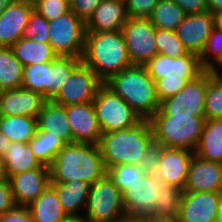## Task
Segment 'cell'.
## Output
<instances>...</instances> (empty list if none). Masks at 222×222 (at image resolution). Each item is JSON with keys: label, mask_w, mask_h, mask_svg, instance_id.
<instances>
[{"label": "cell", "mask_w": 222, "mask_h": 222, "mask_svg": "<svg viewBox=\"0 0 222 222\" xmlns=\"http://www.w3.org/2000/svg\"><path fill=\"white\" fill-rule=\"evenodd\" d=\"M49 169L50 183L81 180L91 185L106 174L98 145L88 143L66 144Z\"/></svg>", "instance_id": "cell-1"}, {"label": "cell", "mask_w": 222, "mask_h": 222, "mask_svg": "<svg viewBox=\"0 0 222 222\" xmlns=\"http://www.w3.org/2000/svg\"><path fill=\"white\" fill-rule=\"evenodd\" d=\"M153 141L149 119L127 129L102 133L98 147L105 169L118 164L140 165Z\"/></svg>", "instance_id": "cell-2"}, {"label": "cell", "mask_w": 222, "mask_h": 222, "mask_svg": "<svg viewBox=\"0 0 222 222\" xmlns=\"http://www.w3.org/2000/svg\"><path fill=\"white\" fill-rule=\"evenodd\" d=\"M82 62L103 83L131 66L122 31L86 32Z\"/></svg>", "instance_id": "cell-3"}, {"label": "cell", "mask_w": 222, "mask_h": 222, "mask_svg": "<svg viewBox=\"0 0 222 222\" xmlns=\"http://www.w3.org/2000/svg\"><path fill=\"white\" fill-rule=\"evenodd\" d=\"M104 84L121 96L141 119H149L159 110L156 83L144 65H131L111 76Z\"/></svg>", "instance_id": "cell-4"}, {"label": "cell", "mask_w": 222, "mask_h": 222, "mask_svg": "<svg viewBox=\"0 0 222 222\" xmlns=\"http://www.w3.org/2000/svg\"><path fill=\"white\" fill-rule=\"evenodd\" d=\"M205 120L199 116H164L159 110L149 118L155 142L191 151L198 146Z\"/></svg>", "instance_id": "cell-5"}, {"label": "cell", "mask_w": 222, "mask_h": 222, "mask_svg": "<svg viewBox=\"0 0 222 222\" xmlns=\"http://www.w3.org/2000/svg\"><path fill=\"white\" fill-rule=\"evenodd\" d=\"M49 44L61 57H83L86 40V23L71 10L48 21Z\"/></svg>", "instance_id": "cell-6"}, {"label": "cell", "mask_w": 222, "mask_h": 222, "mask_svg": "<svg viewBox=\"0 0 222 222\" xmlns=\"http://www.w3.org/2000/svg\"><path fill=\"white\" fill-rule=\"evenodd\" d=\"M85 209L90 222H117L126 217L122 193L107 174L90 185Z\"/></svg>", "instance_id": "cell-7"}, {"label": "cell", "mask_w": 222, "mask_h": 222, "mask_svg": "<svg viewBox=\"0 0 222 222\" xmlns=\"http://www.w3.org/2000/svg\"><path fill=\"white\" fill-rule=\"evenodd\" d=\"M93 106L102 133L127 129L142 120L121 96L104 83L97 91Z\"/></svg>", "instance_id": "cell-8"}, {"label": "cell", "mask_w": 222, "mask_h": 222, "mask_svg": "<svg viewBox=\"0 0 222 222\" xmlns=\"http://www.w3.org/2000/svg\"><path fill=\"white\" fill-rule=\"evenodd\" d=\"M207 70L197 79L190 81L176 95L160 101L159 111L164 116L205 117V95Z\"/></svg>", "instance_id": "cell-9"}, {"label": "cell", "mask_w": 222, "mask_h": 222, "mask_svg": "<svg viewBox=\"0 0 222 222\" xmlns=\"http://www.w3.org/2000/svg\"><path fill=\"white\" fill-rule=\"evenodd\" d=\"M155 28L149 19L127 18L121 31L132 65H145L158 54Z\"/></svg>", "instance_id": "cell-10"}, {"label": "cell", "mask_w": 222, "mask_h": 222, "mask_svg": "<svg viewBox=\"0 0 222 222\" xmlns=\"http://www.w3.org/2000/svg\"><path fill=\"white\" fill-rule=\"evenodd\" d=\"M144 67L155 82L159 79L180 78H185L190 82L206 71L201 65L199 56L189 52L177 58L158 53Z\"/></svg>", "instance_id": "cell-11"}, {"label": "cell", "mask_w": 222, "mask_h": 222, "mask_svg": "<svg viewBox=\"0 0 222 222\" xmlns=\"http://www.w3.org/2000/svg\"><path fill=\"white\" fill-rule=\"evenodd\" d=\"M102 84L98 76L81 62L51 101L61 106L90 103Z\"/></svg>", "instance_id": "cell-12"}, {"label": "cell", "mask_w": 222, "mask_h": 222, "mask_svg": "<svg viewBox=\"0 0 222 222\" xmlns=\"http://www.w3.org/2000/svg\"><path fill=\"white\" fill-rule=\"evenodd\" d=\"M161 184L159 177L148 174L129 185L122 192L126 217L140 218L152 214L158 195L161 194Z\"/></svg>", "instance_id": "cell-13"}, {"label": "cell", "mask_w": 222, "mask_h": 222, "mask_svg": "<svg viewBox=\"0 0 222 222\" xmlns=\"http://www.w3.org/2000/svg\"><path fill=\"white\" fill-rule=\"evenodd\" d=\"M222 192H183L178 218L183 222H215Z\"/></svg>", "instance_id": "cell-14"}, {"label": "cell", "mask_w": 222, "mask_h": 222, "mask_svg": "<svg viewBox=\"0 0 222 222\" xmlns=\"http://www.w3.org/2000/svg\"><path fill=\"white\" fill-rule=\"evenodd\" d=\"M213 28V14L206 11L200 14H186L175 32L189 53L200 56Z\"/></svg>", "instance_id": "cell-15"}, {"label": "cell", "mask_w": 222, "mask_h": 222, "mask_svg": "<svg viewBox=\"0 0 222 222\" xmlns=\"http://www.w3.org/2000/svg\"><path fill=\"white\" fill-rule=\"evenodd\" d=\"M17 206L27 207L50 185L49 167H39L11 176L9 179Z\"/></svg>", "instance_id": "cell-16"}, {"label": "cell", "mask_w": 222, "mask_h": 222, "mask_svg": "<svg viewBox=\"0 0 222 222\" xmlns=\"http://www.w3.org/2000/svg\"><path fill=\"white\" fill-rule=\"evenodd\" d=\"M66 115L71 126L72 143L98 145L102 135L93 102L65 106Z\"/></svg>", "instance_id": "cell-17"}, {"label": "cell", "mask_w": 222, "mask_h": 222, "mask_svg": "<svg viewBox=\"0 0 222 222\" xmlns=\"http://www.w3.org/2000/svg\"><path fill=\"white\" fill-rule=\"evenodd\" d=\"M183 192H222V163L206 161L194 154Z\"/></svg>", "instance_id": "cell-18"}, {"label": "cell", "mask_w": 222, "mask_h": 222, "mask_svg": "<svg viewBox=\"0 0 222 222\" xmlns=\"http://www.w3.org/2000/svg\"><path fill=\"white\" fill-rule=\"evenodd\" d=\"M193 156L194 151L185 148L164 147L159 169L155 175L163 183L175 186L183 191Z\"/></svg>", "instance_id": "cell-19"}, {"label": "cell", "mask_w": 222, "mask_h": 222, "mask_svg": "<svg viewBox=\"0 0 222 222\" xmlns=\"http://www.w3.org/2000/svg\"><path fill=\"white\" fill-rule=\"evenodd\" d=\"M47 100L32 90L17 88L0 91V116L38 117Z\"/></svg>", "instance_id": "cell-20"}, {"label": "cell", "mask_w": 222, "mask_h": 222, "mask_svg": "<svg viewBox=\"0 0 222 222\" xmlns=\"http://www.w3.org/2000/svg\"><path fill=\"white\" fill-rule=\"evenodd\" d=\"M34 6L28 3L13 1L0 14V46L11 47L23 37Z\"/></svg>", "instance_id": "cell-21"}, {"label": "cell", "mask_w": 222, "mask_h": 222, "mask_svg": "<svg viewBox=\"0 0 222 222\" xmlns=\"http://www.w3.org/2000/svg\"><path fill=\"white\" fill-rule=\"evenodd\" d=\"M127 18L125 0H103L86 22V32L122 30Z\"/></svg>", "instance_id": "cell-22"}, {"label": "cell", "mask_w": 222, "mask_h": 222, "mask_svg": "<svg viewBox=\"0 0 222 222\" xmlns=\"http://www.w3.org/2000/svg\"><path fill=\"white\" fill-rule=\"evenodd\" d=\"M37 130L57 137L65 144L72 143L71 126L68 121L65 106L46 101L37 117Z\"/></svg>", "instance_id": "cell-23"}, {"label": "cell", "mask_w": 222, "mask_h": 222, "mask_svg": "<svg viewBox=\"0 0 222 222\" xmlns=\"http://www.w3.org/2000/svg\"><path fill=\"white\" fill-rule=\"evenodd\" d=\"M50 185L55 189L60 204L67 215L82 214L80 210L87 205L89 183L73 180L65 183H50Z\"/></svg>", "instance_id": "cell-24"}, {"label": "cell", "mask_w": 222, "mask_h": 222, "mask_svg": "<svg viewBox=\"0 0 222 222\" xmlns=\"http://www.w3.org/2000/svg\"><path fill=\"white\" fill-rule=\"evenodd\" d=\"M194 154L206 161L222 163V118L205 120Z\"/></svg>", "instance_id": "cell-25"}, {"label": "cell", "mask_w": 222, "mask_h": 222, "mask_svg": "<svg viewBox=\"0 0 222 222\" xmlns=\"http://www.w3.org/2000/svg\"><path fill=\"white\" fill-rule=\"evenodd\" d=\"M8 179L16 174L39 167L42 165L34 156L29 143L11 142L2 155Z\"/></svg>", "instance_id": "cell-26"}, {"label": "cell", "mask_w": 222, "mask_h": 222, "mask_svg": "<svg viewBox=\"0 0 222 222\" xmlns=\"http://www.w3.org/2000/svg\"><path fill=\"white\" fill-rule=\"evenodd\" d=\"M27 208L34 222H61L68 216L51 185Z\"/></svg>", "instance_id": "cell-27"}, {"label": "cell", "mask_w": 222, "mask_h": 222, "mask_svg": "<svg viewBox=\"0 0 222 222\" xmlns=\"http://www.w3.org/2000/svg\"><path fill=\"white\" fill-rule=\"evenodd\" d=\"M11 48L23 66L51 62L57 57L49 43L33 41L26 37L18 39Z\"/></svg>", "instance_id": "cell-28"}, {"label": "cell", "mask_w": 222, "mask_h": 222, "mask_svg": "<svg viewBox=\"0 0 222 222\" xmlns=\"http://www.w3.org/2000/svg\"><path fill=\"white\" fill-rule=\"evenodd\" d=\"M37 119L30 116H0V132L11 142L29 143L35 136Z\"/></svg>", "instance_id": "cell-29"}, {"label": "cell", "mask_w": 222, "mask_h": 222, "mask_svg": "<svg viewBox=\"0 0 222 222\" xmlns=\"http://www.w3.org/2000/svg\"><path fill=\"white\" fill-rule=\"evenodd\" d=\"M82 62L81 58L57 56L50 62L46 100L51 101L66 83L71 72Z\"/></svg>", "instance_id": "cell-30"}, {"label": "cell", "mask_w": 222, "mask_h": 222, "mask_svg": "<svg viewBox=\"0 0 222 222\" xmlns=\"http://www.w3.org/2000/svg\"><path fill=\"white\" fill-rule=\"evenodd\" d=\"M23 69L12 48L0 46V91L21 88Z\"/></svg>", "instance_id": "cell-31"}, {"label": "cell", "mask_w": 222, "mask_h": 222, "mask_svg": "<svg viewBox=\"0 0 222 222\" xmlns=\"http://www.w3.org/2000/svg\"><path fill=\"white\" fill-rule=\"evenodd\" d=\"M66 144L57 137H53L44 131L36 130L35 136L29 142V146L38 161L47 167H50L57 153Z\"/></svg>", "instance_id": "cell-32"}, {"label": "cell", "mask_w": 222, "mask_h": 222, "mask_svg": "<svg viewBox=\"0 0 222 222\" xmlns=\"http://www.w3.org/2000/svg\"><path fill=\"white\" fill-rule=\"evenodd\" d=\"M185 16L186 13L176 3L171 0H160L149 20L156 28L175 31Z\"/></svg>", "instance_id": "cell-33"}, {"label": "cell", "mask_w": 222, "mask_h": 222, "mask_svg": "<svg viewBox=\"0 0 222 222\" xmlns=\"http://www.w3.org/2000/svg\"><path fill=\"white\" fill-rule=\"evenodd\" d=\"M183 191L175 186L161 184V194L156 200L155 210L152 213L157 216L176 218L179 215Z\"/></svg>", "instance_id": "cell-34"}, {"label": "cell", "mask_w": 222, "mask_h": 222, "mask_svg": "<svg viewBox=\"0 0 222 222\" xmlns=\"http://www.w3.org/2000/svg\"><path fill=\"white\" fill-rule=\"evenodd\" d=\"M222 118V79L207 70L205 119Z\"/></svg>", "instance_id": "cell-35"}, {"label": "cell", "mask_w": 222, "mask_h": 222, "mask_svg": "<svg viewBox=\"0 0 222 222\" xmlns=\"http://www.w3.org/2000/svg\"><path fill=\"white\" fill-rule=\"evenodd\" d=\"M50 62L24 66L21 88L32 90L46 99V85H48V71Z\"/></svg>", "instance_id": "cell-36"}, {"label": "cell", "mask_w": 222, "mask_h": 222, "mask_svg": "<svg viewBox=\"0 0 222 222\" xmlns=\"http://www.w3.org/2000/svg\"><path fill=\"white\" fill-rule=\"evenodd\" d=\"M106 174L122 193L129 185L145 178L146 174L140 165L118 164L106 170Z\"/></svg>", "instance_id": "cell-37"}, {"label": "cell", "mask_w": 222, "mask_h": 222, "mask_svg": "<svg viewBox=\"0 0 222 222\" xmlns=\"http://www.w3.org/2000/svg\"><path fill=\"white\" fill-rule=\"evenodd\" d=\"M155 41L160 54L177 58L188 53L173 30L155 28Z\"/></svg>", "instance_id": "cell-38"}, {"label": "cell", "mask_w": 222, "mask_h": 222, "mask_svg": "<svg viewBox=\"0 0 222 222\" xmlns=\"http://www.w3.org/2000/svg\"><path fill=\"white\" fill-rule=\"evenodd\" d=\"M199 58L201 65L205 68V70L208 71H213L216 66L222 61L221 30L217 29L216 27L213 28L211 35L207 38V42Z\"/></svg>", "instance_id": "cell-39"}, {"label": "cell", "mask_w": 222, "mask_h": 222, "mask_svg": "<svg viewBox=\"0 0 222 222\" xmlns=\"http://www.w3.org/2000/svg\"><path fill=\"white\" fill-rule=\"evenodd\" d=\"M48 27V21L36 10H33L30 14L29 22L25 28L23 37L33 41L48 43Z\"/></svg>", "instance_id": "cell-40"}, {"label": "cell", "mask_w": 222, "mask_h": 222, "mask_svg": "<svg viewBox=\"0 0 222 222\" xmlns=\"http://www.w3.org/2000/svg\"><path fill=\"white\" fill-rule=\"evenodd\" d=\"M34 10L50 21L70 10V0H39Z\"/></svg>", "instance_id": "cell-41"}, {"label": "cell", "mask_w": 222, "mask_h": 222, "mask_svg": "<svg viewBox=\"0 0 222 222\" xmlns=\"http://www.w3.org/2000/svg\"><path fill=\"white\" fill-rule=\"evenodd\" d=\"M159 1L160 0H125L127 17L149 19Z\"/></svg>", "instance_id": "cell-42"}, {"label": "cell", "mask_w": 222, "mask_h": 222, "mask_svg": "<svg viewBox=\"0 0 222 222\" xmlns=\"http://www.w3.org/2000/svg\"><path fill=\"white\" fill-rule=\"evenodd\" d=\"M163 148L164 146L162 144L155 141L147 148L140 164V167L146 174H156L158 171Z\"/></svg>", "instance_id": "cell-43"}, {"label": "cell", "mask_w": 222, "mask_h": 222, "mask_svg": "<svg viewBox=\"0 0 222 222\" xmlns=\"http://www.w3.org/2000/svg\"><path fill=\"white\" fill-rule=\"evenodd\" d=\"M155 83L158 100L162 101L165 98L176 95L189 83V81L185 78L159 79Z\"/></svg>", "instance_id": "cell-44"}, {"label": "cell", "mask_w": 222, "mask_h": 222, "mask_svg": "<svg viewBox=\"0 0 222 222\" xmlns=\"http://www.w3.org/2000/svg\"><path fill=\"white\" fill-rule=\"evenodd\" d=\"M103 0H70V10L85 23Z\"/></svg>", "instance_id": "cell-45"}, {"label": "cell", "mask_w": 222, "mask_h": 222, "mask_svg": "<svg viewBox=\"0 0 222 222\" xmlns=\"http://www.w3.org/2000/svg\"><path fill=\"white\" fill-rule=\"evenodd\" d=\"M16 206L9 180L0 182V215L11 211Z\"/></svg>", "instance_id": "cell-46"}, {"label": "cell", "mask_w": 222, "mask_h": 222, "mask_svg": "<svg viewBox=\"0 0 222 222\" xmlns=\"http://www.w3.org/2000/svg\"><path fill=\"white\" fill-rule=\"evenodd\" d=\"M0 222H34L27 207L16 206L0 215Z\"/></svg>", "instance_id": "cell-47"}, {"label": "cell", "mask_w": 222, "mask_h": 222, "mask_svg": "<svg viewBox=\"0 0 222 222\" xmlns=\"http://www.w3.org/2000/svg\"><path fill=\"white\" fill-rule=\"evenodd\" d=\"M180 6L186 14H200L208 11L207 0H171Z\"/></svg>", "instance_id": "cell-48"}, {"label": "cell", "mask_w": 222, "mask_h": 222, "mask_svg": "<svg viewBox=\"0 0 222 222\" xmlns=\"http://www.w3.org/2000/svg\"><path fill=\"white\" fill-rule=\"evenodd\" d=\"M140 222H173V218L150 214L140 217Z\"/></svg>", "instance_id": "cell-49"}, {"label": "cell", "mask_w": 222, "mask_h": 222, "mask_svg": "<svg viewBox=\"0 0 222 222\" xmlns=\"http://www.w3.org/2000/svg\"><path fill=\"white\" fill-rule=\"evenodd\" d=\"M207 8L212 14L222 11V0H207Z\"/></svg>", "instance_id": "cell-50"}, {"label": "cell", "mask_w": 222, "mask_h": 222, "mask_svg": "<svg viewBox=\"0 0 222 222\" xmlns=\"http://www.w3.org/2000/svg\"><path fill=\"white\" fill-rule=\"evenodd\" d=\"M61 222H90L85 215H68Z\"/></svg>", "instance_id": "cell-51"}, {"label": "cell", "mask_w": 222, "mask_h": 222, "mask_svg": "<svg viewBox=\"0 0 222 222\" xmlns=\"http://www.w3.org/2000/svg\"><path fill=\"white\" fill-rule=\"evenodd\" d=\"M10 143L11 141L0 132V155L5 153V150Z\"/></svg>", "instance_id": "cell-52"}, {"label": "cell", "mask_w": 222, "mask_h": 222, "mask_svg": "<svg viewBox=\"0 0 222 222\" xmlns=\"http://www.w3.org/2000/svg\"><path fill=\"white\" fill-rule=\"evenodd\" d=\"M8 180L6 170H5V162L3 156L0 155V182H4Z\"/></svg>", "instance_id": "cell-53"}, {"label": "cell", "mask_w": 222, "mask_h": 222, "mask_svg": "<svg viewBox=\"0 0 222 222\" xmlns=\"http://www.w3.org/2000/svg\"><path fill=\"white\" fill-rule=\"evenodd\" d=\"M214 27L222 31V11H218L213 14Z\"/></svg>", "instance_id": "cell-54"}, {"label": "cell", "mask_w": 222, "mask_h": 222, "mask_svg": "<svg viewBox=\"0 0 222 222\" xmlns=\"http://www.w3.org/2000/svg\"><path fill=\"white\" fill-rule=\"evenodd\" d=\"M14 0H0V14L9 6Z\"/></svg>", "instance_id": "cell-55"}, {"label": "cell", "mask_w": 222, "mask_h": 222, "mask_svg": "<svg viewBox=\"0 0 222 222\" xmlns=\"http://www.w3.org/2000/svg\"><path fill=\"white\" fill-rule=\"evenodd\" d=\"M117 222H140V218L124 217L119 219Z\"/></svg>", "instance_id": "cell-56"}, {"label": "cell", "mask_w": 222, "mask_h": 222, "mask_svg": "<svg viewBox=\"0 0 222 222\" xmlns=\"http://www.w3.org/2000/svg\"><path fill=\"white\" fill-rule=\"evenodd\" d=\"M215 222H222V199H221V204H220L219 210L217 212V216H216V221Z\"/></svg>", "instance_id": "cell-57"}, {"label": "cell", "mask_w": 222, "mask_h": 222, "mask_svg": "<svg viewBox=\"0 0 222 222\" xmlns=\"http://www.w3.org/2000/svg\"><path fill=\"white\" fill-rule=\"evenodd\" d=\"M219 67V68H218ZM220 68H222V61L216 66V68L212 71L216 76H222V69L220 72Z\"/></svg>", "instance_id": "cell-58"}, {"label": "cell", "mask_w": 222, "mask_h": 222, "mask_svg": "<svg viewBox=\"0 0 222 222\" xmlns=\"http://www.w3.org/2000/svg\"><path fill=\"white\" fill-rule=\"evenodd\" d=\"M14 1H20V2H24V3H28L31 5H35L39 0H14Z\"/></svg>", "instance_id": "cell-59"}, {"label": "cell", "mask_w": 222, "mask_h": 222, "mask_svg": "<svg viewBox=\"0 0 222 222\" xmlns=\"http://www.w3.org/2000/svg\"><path fill=\"white\" fill-rule=\"evenodd\" d=\"M173 222H183L181 219H179L178 217L173 218Z\"/></svg>", "instance_id": "cell-60"}]
</instances>
